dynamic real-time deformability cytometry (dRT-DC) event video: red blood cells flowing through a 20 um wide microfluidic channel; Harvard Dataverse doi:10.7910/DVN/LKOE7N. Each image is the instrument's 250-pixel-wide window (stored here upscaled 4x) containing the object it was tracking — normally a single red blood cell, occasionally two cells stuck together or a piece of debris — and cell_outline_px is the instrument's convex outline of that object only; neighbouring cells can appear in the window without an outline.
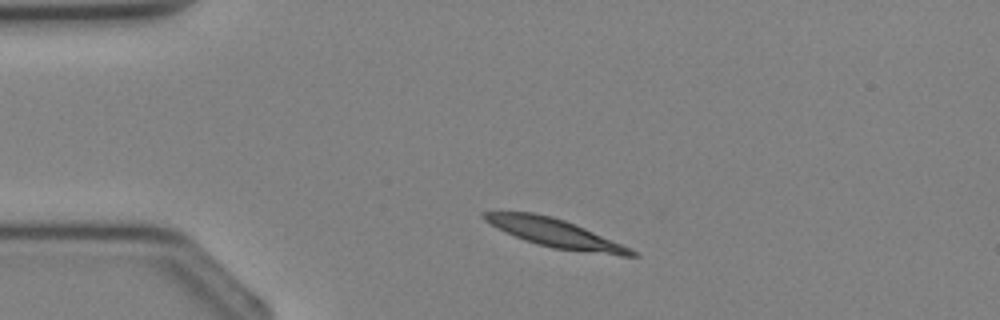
{"species": "Egyptian fruit bat (a non-hibernating species)", "species_latin": "Rousettus aegyptiacus", "temperature_condition": "cold", "stored_images_in_passage": 2, "camera_frame_rate_fps": 3000, "um_per_image_px": 0.085, "animal": {"sex": "female"}, "frame": {"image": 1, "passage_image": 1, "time_ms": 0.0, "image_size_px": [1000, 320], "cell_outline_px": [[640, 256], [620, 256], [552, 248], [536, 244], [524, 240], [504, 232], [496, 228], [484, 220], [480, 216], [480, 212], [532, 212], [552, 216], [564, 220], [584, 228], [632, 248]], "centroid_in_image_um": [47.16, 19.82], "position_along_channel_um": 37.8, "area_um2": 24.39}}
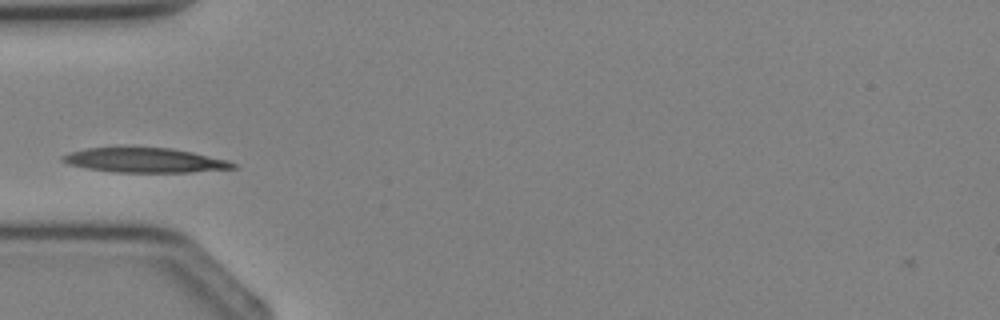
{"frame": {"image": 2, "passage_image": 2, "time_ms": 1.333, "image_size_px": [1000, 320], "cell_outline_px": [[240, 168], [192, 172], [116, 172], [88, 168], [68, 164], [60, 160], [60, 156], [68, 152], [88, 148], [172, 148], [192, 152], [228, 160], [236, 164]], "centroid_in_image_um": [12.34, 13.63], "position_along_channel_um": 72.7, "area_um2": 24.33}}